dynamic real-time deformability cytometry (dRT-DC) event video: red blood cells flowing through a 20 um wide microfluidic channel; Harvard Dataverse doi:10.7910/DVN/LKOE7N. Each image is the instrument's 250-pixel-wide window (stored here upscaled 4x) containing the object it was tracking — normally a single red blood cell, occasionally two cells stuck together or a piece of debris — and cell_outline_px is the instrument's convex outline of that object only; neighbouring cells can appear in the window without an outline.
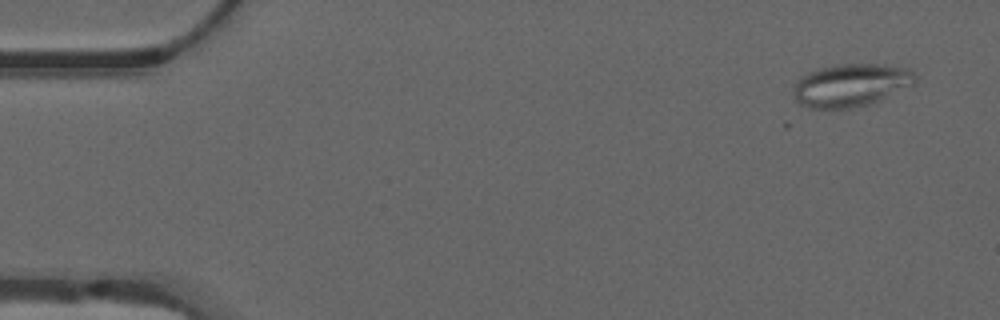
{"species": "common noctule bat (a hibernating species)", "species_latin": "Nyctalus noctula", "temperature_condition": "warm", "stored_images_in_passage": 6, "camera_frame_rate_fps": 3000, "um_per_image_px": 0.085, "animal": {"sex": "male", "forearm_length_mm": 52.5}, "frame": {"image": 1, "passage_image": 3, "time_ms": 0.667, "image_size_px": [1000, 320], "cell_outline_px": [[916, 80], [912, 84], [880, 100], [868, 104], [848, 108], [812, 108], [800, 104], [796, 100], [792, 88], [796, 80], [800, 76], [808, 72], [820, 68], [836, 64], [884, 64], [908, 68], [916, 76]], "centroid_in_image_um": [72.28, 7.22], "position_along_channel_um": 12.7, "area_um2": 30.29}}